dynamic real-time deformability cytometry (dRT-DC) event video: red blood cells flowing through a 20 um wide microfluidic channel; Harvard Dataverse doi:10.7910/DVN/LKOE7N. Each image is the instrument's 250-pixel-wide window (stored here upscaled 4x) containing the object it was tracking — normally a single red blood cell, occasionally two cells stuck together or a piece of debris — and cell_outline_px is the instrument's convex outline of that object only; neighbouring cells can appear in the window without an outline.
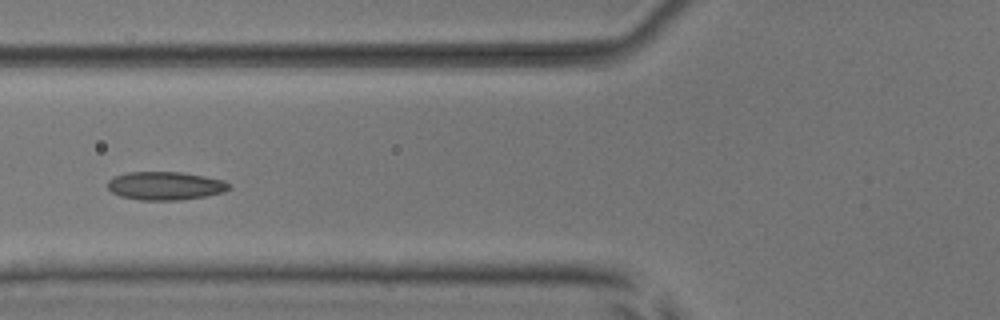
{"species": "common noctule bat (a hibernating species)", "species_latin": "Nyctalus noctula", "temperature_condition": "room temperature", "stored_images_in_passage": 12, "camera_frame_rate_fps": 3000, "um_per_image_px": 0.085, "animal": {"sex": "male", "body_mass_g": 17.9, "forearm_length_mm": 54.2}, "frame": {"image": 1, "passage_image": 6, "time_ms": 1.667, "image_size_px": [1000, 320], "cell_outline_px": [[232, 188], [224, 192], [204, 196], [180, 200], [140, 200], [120, 196], [112, 192], [108, 188], [108, 180], [112, 176], [128, 172], [180, 172], [204, 176], [224, 180]], "centroid_in_image_um": [14.03, 15.79], "position_along_channel_um": 111.8, "area_um2": 20.06}}
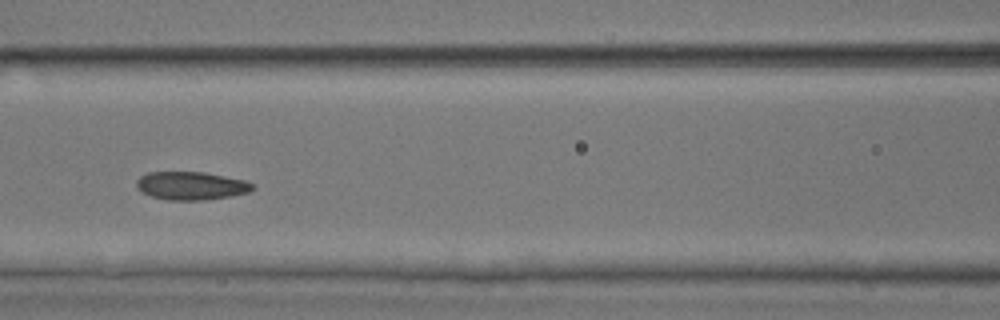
{"frame": {"image": 2, "passage_image": 9, "time_ms": 2.667, "image_size_px": [1000, 320], "cell_outline_px": [[256, 188], [248, 192], [232, 196], [204, 200], [168, 200], [152, 196], [144, 192], [136, 184], [136, 180], [140, 176], [148, 172], [204, 172], [244, 180], [256, 184]], "centroid_in_image_um": [16.3, 15.78], "position_along_channel_um": 150.3, "area_um2": 19.02}}